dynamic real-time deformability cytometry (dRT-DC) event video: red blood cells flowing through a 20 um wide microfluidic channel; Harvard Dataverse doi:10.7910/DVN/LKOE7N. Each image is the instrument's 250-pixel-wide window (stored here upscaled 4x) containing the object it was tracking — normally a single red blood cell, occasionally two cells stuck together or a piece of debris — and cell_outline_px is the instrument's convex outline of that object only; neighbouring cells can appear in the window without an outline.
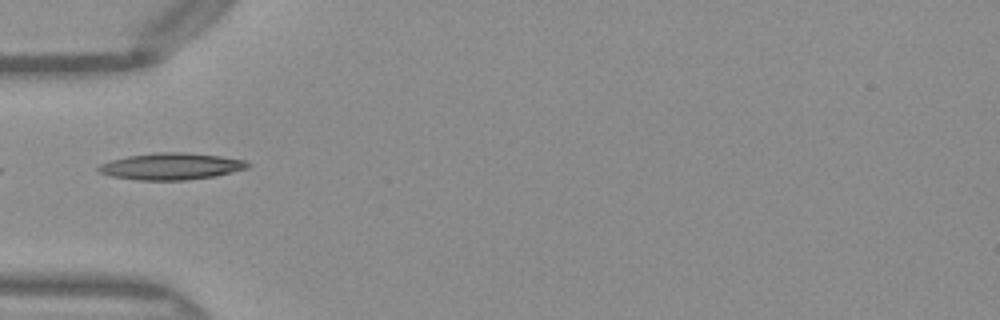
{"species": "Egyptian fruit bat (a non-hibernating species)", "species_latin": "Rousettus aegyptiacus", "temperature_condition": "warm", "stored_images_in_passage": 34, "camera_frame_rate_fps": 3000, "um_per_image_px": 0.085, "frame": {"image": 1, "passage_image": 1, "time_ms": 0.0, "image_size_px": [1000, 320], "cell_outline_px": [[252, 164], [248, 168], [216, 176], [184, 180], [136, 180], [112, 176], [100, 172], [96, 168], [100, 164], [112, 160], [128, 156], [152, 152], [184, 152], [220, 156], [244, 160]], "centroid_in_image_um": [14.56, 14.13], "position_along_channel_um": 70.4, "area_um2": 23.24}}
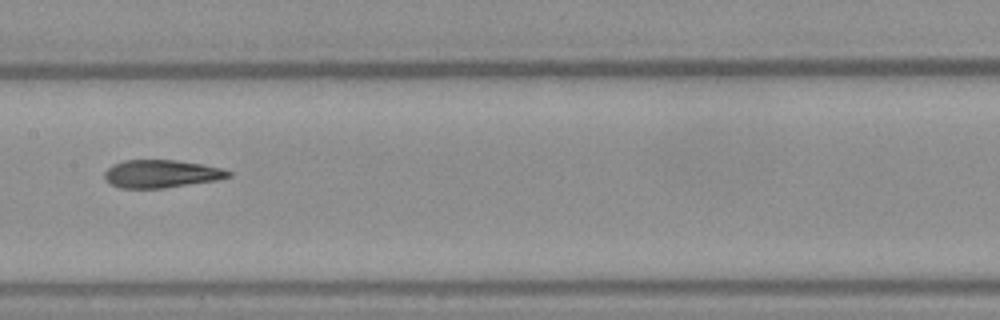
{"frame": {"image": 2, "passage_image": 10, "time_ms": 3.0, "image_size_px": [1000, 320], "cell_outline_px": [[232, 176], [216, 180], [164, 188], [120, 188], [104, 180], [104, 172], [112, 164], [124, 160], [176, 160], [204, 164], [220, 168], [232, 172]], "centroid_in_image_um": [13.69, 14.77], "position_along_channel_um": 193.7, "area_um2": 20.17}}
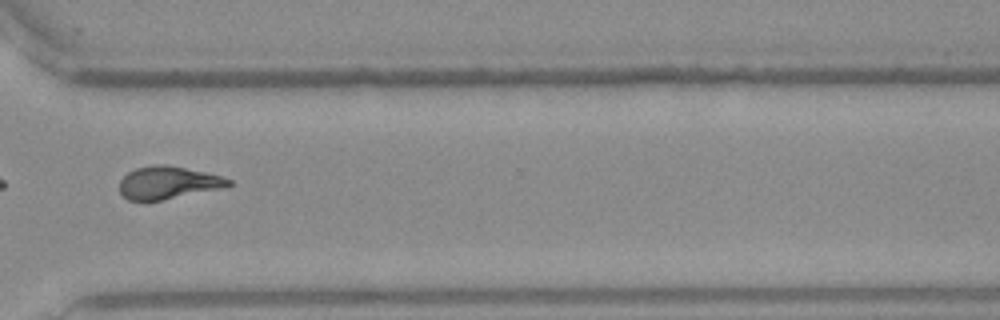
{"frame": {"image": 3, "passage_image": 22, "time_ms": 7.0, "image_size_px": [1000, 320], "cell_outline_px": [[232, 184], [224, 188], [160, 200], [128, 200], [120, 192], [120, 180], [128, 172], [136, 168], [156, 164], [164, 164], [204, 172], [220, 176], [232, 180]], "centroid_in_image_um": [14.28, 15.52], "position_along_channel_um": 356.3, "area_um2": 20.46}, "authors_computed_cell_mechanics": {"area_um2": 20.6346, "velocity_mm_per_s": 4.0682, "shape_relaxation_time_tau1_ms": null, "shape_relaxation_time_tau2_ms": 1.7138, "deformation_change_tau1": null, "deformation_change_tau2": 0.0855}}